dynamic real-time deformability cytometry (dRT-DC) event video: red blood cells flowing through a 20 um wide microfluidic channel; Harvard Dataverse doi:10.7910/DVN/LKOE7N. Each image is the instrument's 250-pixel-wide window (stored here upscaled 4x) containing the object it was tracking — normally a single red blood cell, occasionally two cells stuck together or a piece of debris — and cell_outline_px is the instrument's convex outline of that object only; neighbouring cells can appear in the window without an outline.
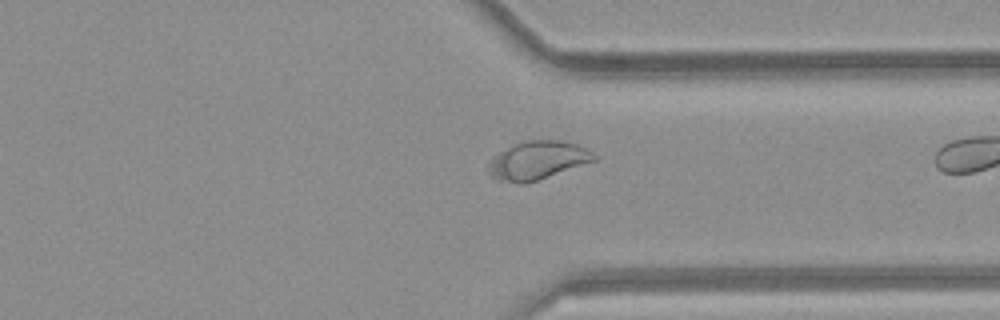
{"species": "common noctule bat (a hibernating species)", "species_latin": "Nyctalus noctula", "temperature_condition": "room temperature", "stored_images_in_passage": 30, "segment_of_instrument_passage": [1, 2], "camera_frame_rate_fps": 3000, "um_per_image_px": 0.085, "animal": {"sex": "female", "body_mass_g": 21.9}, "frame": {"image": 1, "passage_image": 29, "time_ms": 9.333, "image_size_px": [1000, 320], "cell_outline_px": [[596, 160], [524, 184], [520, 184], [500, 180], [492, 176], [488, 172], [488, 164], [500, 152], [512, 144], [524, 140], [560, 140], [576, 144], [592, 152], [596, 156]], "centroid_in_image_um": [45.68, 13.62], "position_along_channel_um": 365.7, "area_um2": 23.18}}